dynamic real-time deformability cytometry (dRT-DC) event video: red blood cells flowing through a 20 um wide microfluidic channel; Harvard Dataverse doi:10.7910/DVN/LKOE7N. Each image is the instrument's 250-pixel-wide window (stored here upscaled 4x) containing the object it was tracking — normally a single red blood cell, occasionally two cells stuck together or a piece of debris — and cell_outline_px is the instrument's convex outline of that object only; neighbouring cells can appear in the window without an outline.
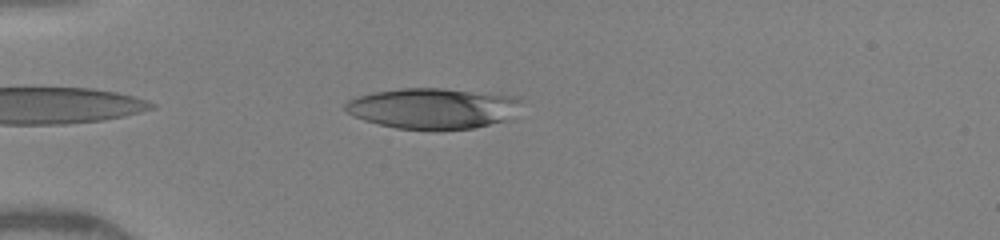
{"species": "human", "species_latin": "Homo sapiens", "temperature_condition": "warm", "stored_images_in_passage": 7, "camera_frame_rate_fps": 3000, "um_per_image_px": 0.085, "donor": {"sex": "female"}, "frame": {"image": 1, "passage_image": 3, "time_ms": 0.667, "image_size_px": [1000, 240], "cell_outline_px": [[520, 100], [508, 120], [472, 128], [396, 128], [364, 120], [348, 112], [344, 108], [344, 104], [348, 100], [356, 96], [372, 92], [400, 88], [444, 88], [520, 96]], "centroid_in_image_um": [36.76, 9.17], "position_along_channel_um": 48.2, "area_um2": 41.15}}
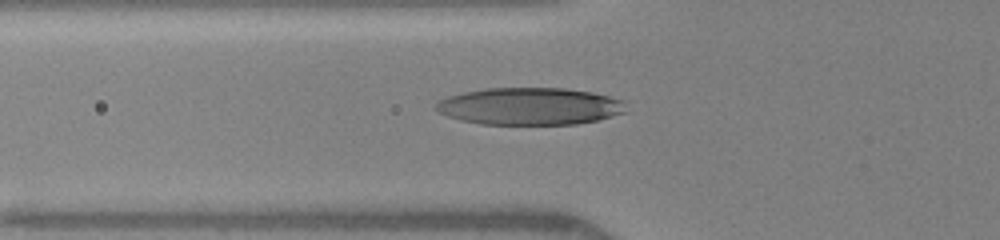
{"frame": {"image": 2, "passage_image": 6, "time_ms": 2.0, "image_size_px": [1000, 240], "cell_outline_px": [[628, 112], [600, 120], [576, 124], [480, 124], [460, 120], [436, 112], [432, 108], [440, 100], [448, 96], [464, 92], [488, 88], [564, 88], [592, 92], [624, 100]], "centroid_in_image_um": [45.05, 9.04], "position_along_channel_um": 80.7, "area_um2": 41.62}}